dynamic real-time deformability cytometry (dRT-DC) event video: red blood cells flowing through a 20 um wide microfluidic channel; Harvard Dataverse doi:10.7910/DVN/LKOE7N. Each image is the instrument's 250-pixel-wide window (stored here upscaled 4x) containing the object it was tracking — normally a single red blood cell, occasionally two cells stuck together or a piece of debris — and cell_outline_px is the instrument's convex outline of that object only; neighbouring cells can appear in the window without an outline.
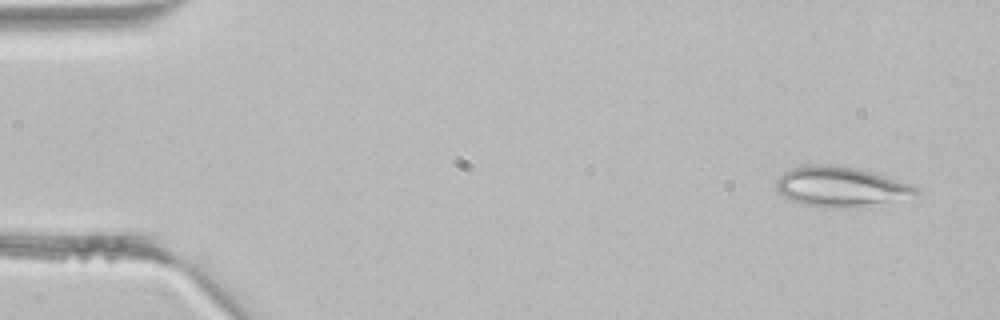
{"species": "common noctule bat (a hibernating species)", "species_latin": "Nyctalus noctula", "temperature_condition": "room temperature", "stored_images_in_passage": 3, "camera_frame_rate_fps": 3000, "um_per_image_px": 0.085, "animal": {"sex": "male", "body_mass_g": 21.5, "forearm_length_mm": 52.0}, "frame": {"image": 1, "passage_image": 1, "time_ms": 0.0, "image_size_px": [1000, 320], "cell_outline_px": [[916, 192], [884, 200], [860, 204], [832, 208], [804, 204], [792, 200], [784, 196], [776, 188], [776, 180], [784, 172], [792, 168], [816, 164], [820, 164], [856, 168], [908, 184], [916, 188]], "centroid_in_image_um": [71.23, 15.82], "position_along_channel_um": 13.8, "area_um2": 30.17}}